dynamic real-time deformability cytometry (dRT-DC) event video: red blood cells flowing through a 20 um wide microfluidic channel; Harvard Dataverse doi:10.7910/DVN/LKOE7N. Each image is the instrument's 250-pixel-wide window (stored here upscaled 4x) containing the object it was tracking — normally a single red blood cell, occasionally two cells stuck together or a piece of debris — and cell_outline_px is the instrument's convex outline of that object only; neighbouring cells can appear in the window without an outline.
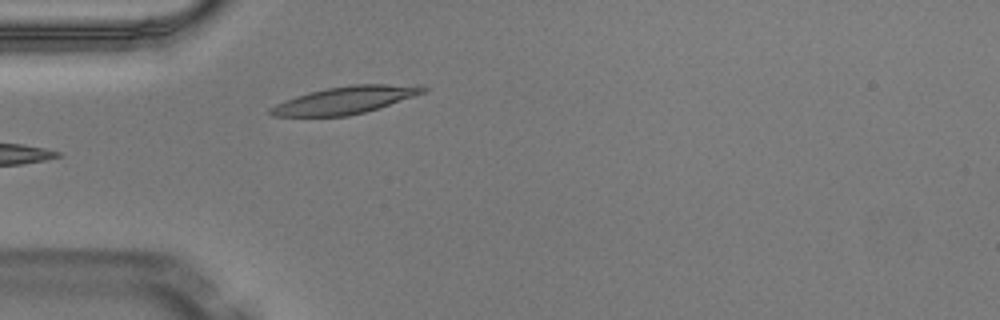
{"species": "Egyptian fruit bat (a non-hibernating species)", "species_latin": "Rousettus aegyptiacus", "temperature_condition": "warm", "stored_images_in_passage": 4, "camera_frame_rate_fps": 3000, "um_per_image_px": 0.085, "animal": {"sex": "male"}, "frame": {"image": 1, "passage_image": 4, "time_ms": 1.0, "image_size_px": [1000, 320], "cell_outline_px": [[428, 88], [424, 92], [364, 112], [348, 116], [272, 116], [268, 112], [268, 108], [276, 104], [296, 96], [308, 92], [328, 88], [356, 84], [420, 84]], "centroid_in_image_um": [29.32, 8.5], "position_along_channel_um": 55.7, "area_um2": 24.04}}